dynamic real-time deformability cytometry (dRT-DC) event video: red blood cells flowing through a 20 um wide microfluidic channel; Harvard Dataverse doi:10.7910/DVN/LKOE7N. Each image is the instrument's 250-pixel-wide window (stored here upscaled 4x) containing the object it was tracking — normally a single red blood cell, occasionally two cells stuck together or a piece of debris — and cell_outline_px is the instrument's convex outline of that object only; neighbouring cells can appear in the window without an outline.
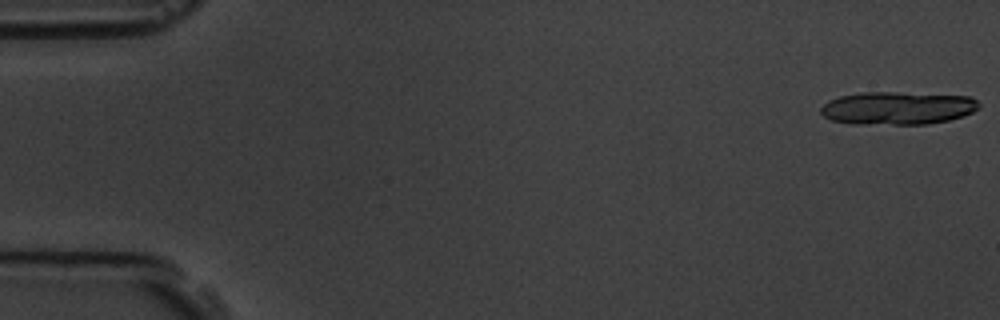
{"species": "common noctule bat (a hibernating species)", "species_latin": "Nyctalus noctula", "temperature_condition": "room temperature", "stored_images_in_passage": 6, "segment_of_instrument_passage": [1, 2], "camera_frame_rate_fps": 3000, "um_per_image_px": 0.085, "animal": {"sex": "male", "body_mass_g": 19.5, "forearm_length_mm": 54.6}, "frame": {"image": 1, "passage_image": 1, "time_ms": 0.0, "image_size_px": [1000, 320], "cell_outline_px": [[980, 108], [964, 116], [948, 120], [928, 124], [852, 124], [832, 120], [824, 116], [820, 112], [820, 108], [828, 100], [840, 96], [860, 92], [896, 92], [972, 96], [980, 104]], "centroid_in_image_um": [76.3, 9.18], "position_along_channel_um": 8.7, "area_um2": 30.63}}